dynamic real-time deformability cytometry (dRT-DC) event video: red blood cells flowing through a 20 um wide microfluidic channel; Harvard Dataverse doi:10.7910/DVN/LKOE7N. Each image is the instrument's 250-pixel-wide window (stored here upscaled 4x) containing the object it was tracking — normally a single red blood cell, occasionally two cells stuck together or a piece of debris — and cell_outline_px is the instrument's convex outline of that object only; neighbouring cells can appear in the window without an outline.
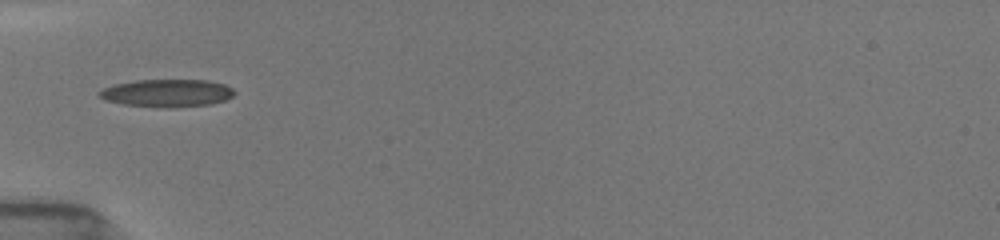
{"species": "common noctule bat (a hibernating species)", "species_latin": "Nyctalus noctula", "temperature_condition": "room temperature", "stored_images_in_passage": 2, "camera_frame_rate_fps": 3000, "um_per_image_px": 0.085, "animal": {"sex": "female", "body_mass_g": 19.5, "forearm_length_mm": 54.1}, "frame": {"image": 1, "passage_image": 1, "time_ms": 0.0, "image_size_px": [1000, 240], "cell_outline_px": [[236, 92], [232, 96], [224, 100], [212, 104], [172, 108], [168, 108], [124, 104], [104, 100], [96, 92], [100, 88], [116, 84], [136, 80], [208, 80], [224, 84], [232, 88]], "centroid_in_image_um": [14.18, 7.91], "position_along_channel_um": 70.8, "area_um2": 21.91}}